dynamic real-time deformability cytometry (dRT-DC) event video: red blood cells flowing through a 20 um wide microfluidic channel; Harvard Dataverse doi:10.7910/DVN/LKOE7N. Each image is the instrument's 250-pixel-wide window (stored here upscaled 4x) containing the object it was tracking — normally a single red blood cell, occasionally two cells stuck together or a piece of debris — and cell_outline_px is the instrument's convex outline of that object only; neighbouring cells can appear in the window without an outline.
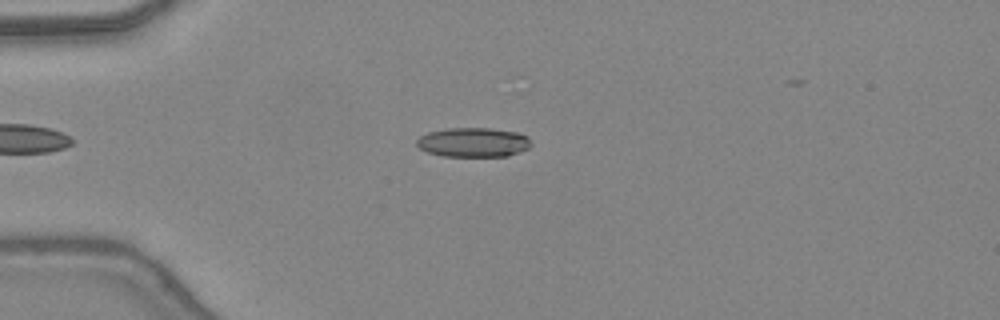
{"species": "common noctule bat (a hibernating species)", "species_latin": "Nyctalus noctula", "temperature_condition": "warm", "stored_images_in_passage": 34, "camera_frame_rate_fps": 3000, "um_per_image_px": 0.085, "animal": {"sex": "female", "body_mass_g": 24.6, "forearm_length_mm": 56.2}, "frame": {"image": 1, "passage_image": 4, "time_ms": 1.0, "image_size_px": [1000, 320], "cell_outline_px": [[532, 144], [528, 148], [520, 152], [508, 156], [444, 156], [428, 152], [420, 148], [416, 144], [416, 140], [420, 136], [428, 132], [448, 128], [488, 128], [520, 132], [528, 136]], "centroid_in_image_um": [40.26, 12.09], "position_along_channel_um": 44.7, "area_um2": 19.71}}
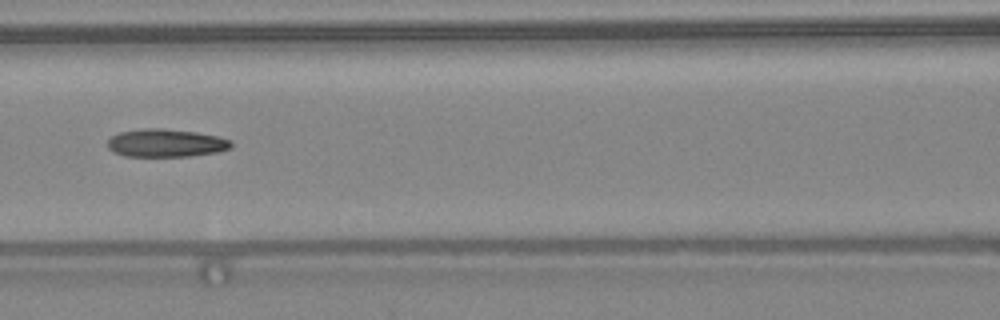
{"frame": {"image": 2, "passage_image": 13, "time_ms": 4.0, "image_size_px": [1000, 320], "cell_outline_px": [[232, 148], [216, 152], [188, 156], [124, 156], [112, 152], [108, 148], [108, 140], [112, 136], [120, 132], [148, 128], [160, 128], [196, 132], [216, 136], [232, 140]], "centroid_in_image_um": [14.1, 12.16], "position_along_channel_um": 152.5, "area_um2": 20.06}}
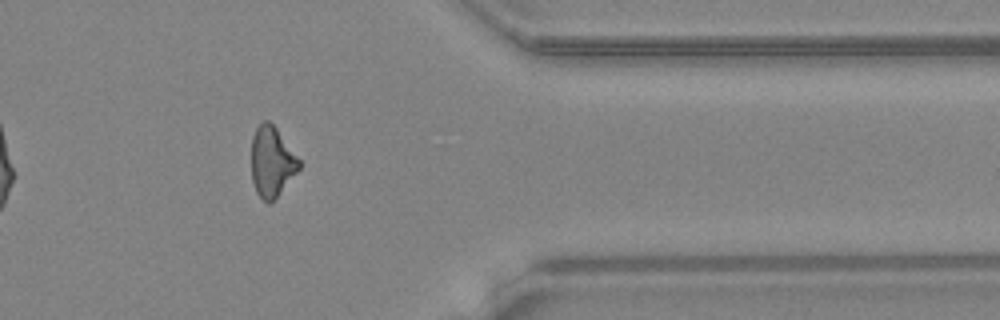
{"frame": {"image": 3, "passage_image": 30, "time_ms": 9.667, "image_size_px": [1000, 320], "cell_outline_px": [[300, 168], [276, 196], [268, 204], [256, 192], [252, 180], [252, 136], [256, 128], [264, 120], [268, 120], [276, 128], [300, 160]], "centroid_in_image_um": [23.09, 13.72], "position_along_channel_um": 388.3, "area_um2": 19.07}, "authors_computed_cell_mechanics": {"area_um2": 20.1144, "velocity_mm_per_s": 4.4399, "shape_relaxation_time_tau1_ms": null, "shape_relaxation_time_tau2_ms": 3.7364, "deformation_change_tau1": null, "deformation_change_tau2": 0.1444}}